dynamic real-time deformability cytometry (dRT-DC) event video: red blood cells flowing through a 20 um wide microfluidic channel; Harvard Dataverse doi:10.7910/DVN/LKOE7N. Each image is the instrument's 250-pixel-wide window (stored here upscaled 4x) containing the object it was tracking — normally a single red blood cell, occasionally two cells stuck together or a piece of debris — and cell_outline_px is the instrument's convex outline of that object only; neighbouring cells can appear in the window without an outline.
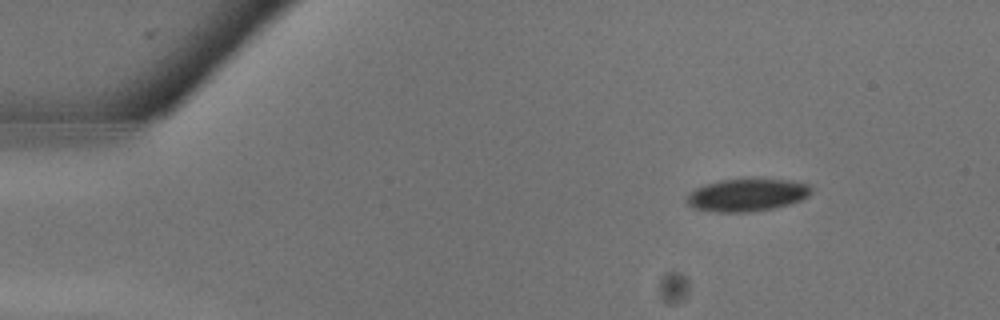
{"species": "common noctule bat (a hibernating species)", "species_latin": "Nyctalus noctula", "temperature_condition": "warm", "stored_images_in_passage": 11, "camera_frame_rate_fps": 3000, "um_per_image_px": 0.085, "animal": {"sex": "male", "body_mass_g": 13.3}, "frame": {"image": 1, "passage_image": 4, "time_ms": 1.0, "image_size_px": [1000, 320], "cell_outline_px": [[812, 192], [808, 196], [800, 200], [788, 204], [772, 208], [748, 212], [716, 212], [692, 208], [684, 200], [696, 188], [704, 184], [720, 180], [788, 180], [808, 184]], "centroid_in_image_um": [63.45, 16.59], "position_along_channel_um": 21.5, "area_um2": 23.24}}
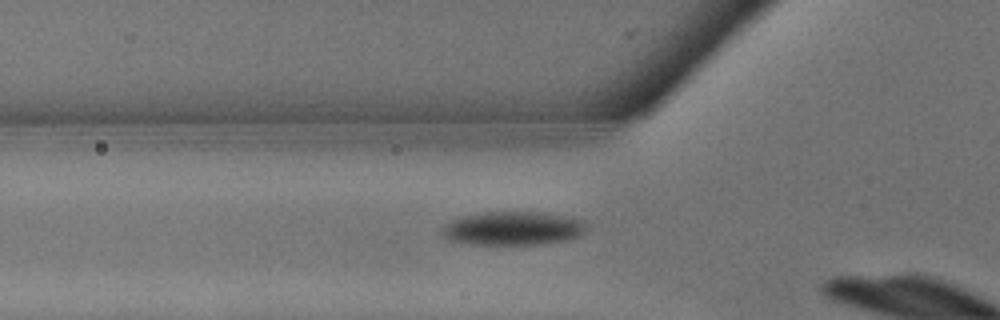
{"frame": {"image": 2, "passage_image": 10, "time_ms": 3.0, "image_size_px": [1000, 320], "cell_outline_px": [[588, 228], [580, 236], [568, 240], [544, 244], [468, 244], [448, 240], [440, 236], [440, 232], [444, 224], [452, 220], [464, 216], [488, 212], [544, 212], [568, 216], [584, 220], [588, 224]], "centroid_in_image_um": [43.63, 19.41], "position_along_channel_um": 82.2, "area_um2": 28.78}}